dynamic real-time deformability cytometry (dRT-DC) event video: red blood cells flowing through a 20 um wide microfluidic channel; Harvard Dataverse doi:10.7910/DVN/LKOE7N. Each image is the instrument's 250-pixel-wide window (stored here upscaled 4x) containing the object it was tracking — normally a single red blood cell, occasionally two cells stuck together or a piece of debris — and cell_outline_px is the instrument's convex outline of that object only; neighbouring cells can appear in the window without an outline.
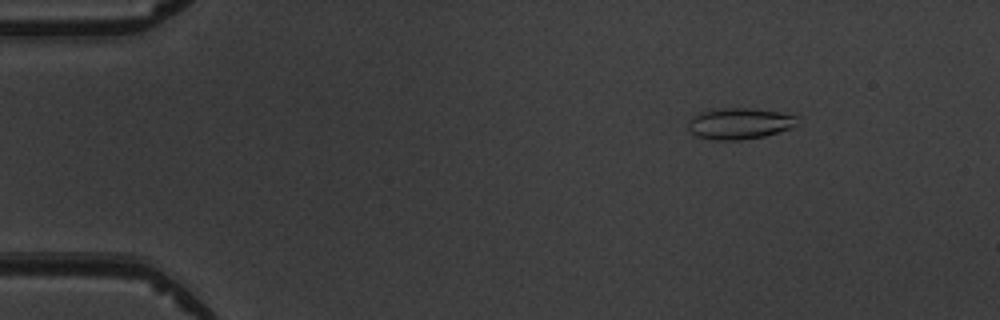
{"species": "common noctule bat (a hibernating species)", "species_latin": "Nyctalus noctula", "temperature_condition": "warm", "stored_images_in_passage": 4, "camera_frame_rate_fps": 3000, "um_per_image_px": 0.085, "animal": {"sex": "male", "body_mass_g": 19.5, "forearm_length_mm": 54.6}, "frame": {"image": 1, "passage_image": 2, "time_ms": 1.333, "image_size_px": [1000, 320], "cell_outline_px": [[796, 124], [788, 128], [764, 136], [740, 140], [716, 140], [700, 136], [692, 132], [688, 128], [688, 120], [692, 116], [700, 112], [712, 108], [752, 108], [776, 112], [796, 116]], "centroid_in_image_um": [62.78, 10.48], "position_along_channel_um": 22.2, "area_um2": 19.54}}
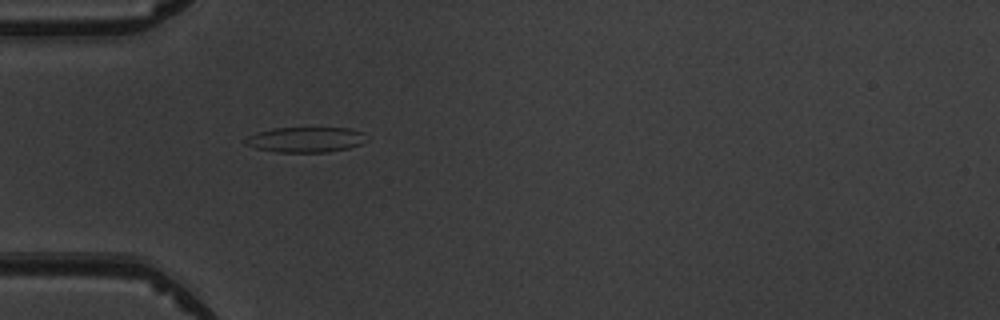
{"frame": {"image": 2, "passage_image": 4, "time_ms": 4.333, "image_size_px": [1000, 320], "cell_outline_px": [[368, 140], [360, 144], [348, 148], [328, 152], [276, 152], [256, 148], [244, 144], [244, 140], [248, 136], [256, 132], [272, 128], [352, 128], [364, 132]], "centroid_in_image_um": [25.99, 11.86], "position_along_channel_um": 59.0, "area_um2": 18.03}}